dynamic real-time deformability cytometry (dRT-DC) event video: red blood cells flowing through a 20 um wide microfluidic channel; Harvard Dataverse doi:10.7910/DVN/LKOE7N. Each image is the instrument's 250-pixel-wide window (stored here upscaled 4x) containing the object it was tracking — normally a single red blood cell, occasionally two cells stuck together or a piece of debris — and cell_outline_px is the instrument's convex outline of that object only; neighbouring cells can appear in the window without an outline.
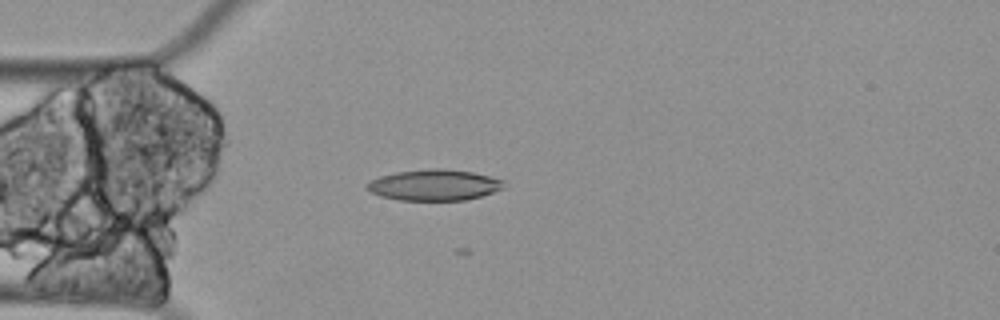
{"species": "Egyptian fruit bat (a non-hibernating species)", "species_latin": "Rousettus aegyptiacus", "temperature_condition": "cold", "stored_images_in_passage": 8, "camera_frame_rate_fps": 3000, "um_per_image_px": 0.085, "animal": {"sex": "female"}, "frame": {"image": 1, "passage_image": 3, "time_ms": 0.667, "image_size_px": [1000, 320], "cell_outline_px": [[504, 188], [480, 196], [464, 200], [400, 200], [380, 196], [372, 192], [368, 188], [368, 180], [380, 176], [396, 172], [428, 168], [440, 168], [472, 172], [504, 180]], "centroid_in_image_um": [36.9, 15.72], "position_along_channel_um": 48.1, "area_um2": 24.57}}
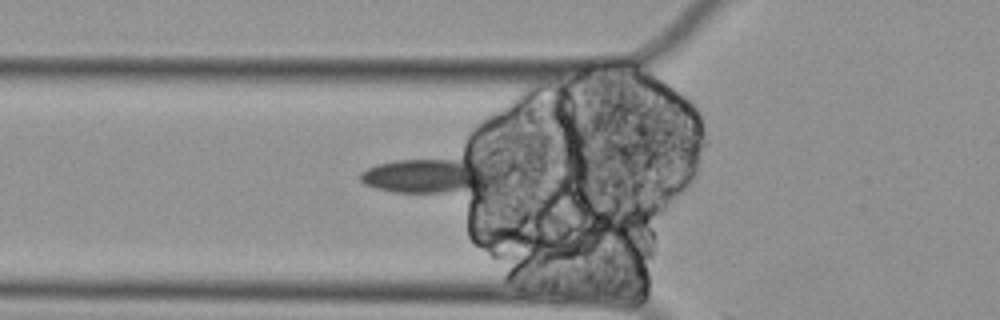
{"frame": {"image": 2, "passage_image": 7, "time_ms": 2.0, "image_size_px": [1000, 320], "cell_outline_px": [[496, 180], [488, 184], [468, 188], [444, 192], [392, 192], [376, 188], [364, 184], [360, 180], [360, 172], [376, 164], [396, 160], [480, 160], [496, 176]], "centroid_in_image_um": [36.31, 14.92], "position_along_channel_um": 89.5, "area_um2": 26.47}}